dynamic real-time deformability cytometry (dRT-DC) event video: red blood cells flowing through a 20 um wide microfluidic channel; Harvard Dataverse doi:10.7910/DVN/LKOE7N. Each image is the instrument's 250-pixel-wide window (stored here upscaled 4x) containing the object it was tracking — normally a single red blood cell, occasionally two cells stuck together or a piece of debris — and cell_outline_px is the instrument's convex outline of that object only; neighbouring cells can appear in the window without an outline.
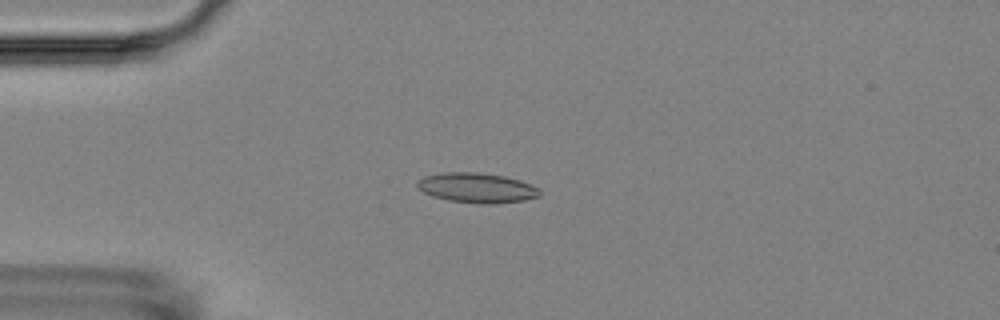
{"species": "Egyptian fruit bat (a non-hibernating species)", "species_latin": "Rousettus aegyptiacus", "temperature_condition": "room temperature", "stored_images_in_passage": 5, "camera_frame_rate_fps": 3000, "um_per_image_px": 0.085, "animal": {"sex": "female"}, "frame": {"image": 1, "passage_image": 4, "time_ms": 3.667, "image_size_px": [1000, 320], "cell_outline_px": [[540, 196], [524, 200], [496, 204], [480, 204], [448, 200], [432, 196], [424, 192], [416, 184], [416, 180], [424, 176], [444, 172], [476, 172], [504, 176], [520, 180], [532, 184], [540, 188]], "centroid_in_image_um": [40.55, 15.96], "position_along_channel_um": 44.4, "area_um2": 21.5}}